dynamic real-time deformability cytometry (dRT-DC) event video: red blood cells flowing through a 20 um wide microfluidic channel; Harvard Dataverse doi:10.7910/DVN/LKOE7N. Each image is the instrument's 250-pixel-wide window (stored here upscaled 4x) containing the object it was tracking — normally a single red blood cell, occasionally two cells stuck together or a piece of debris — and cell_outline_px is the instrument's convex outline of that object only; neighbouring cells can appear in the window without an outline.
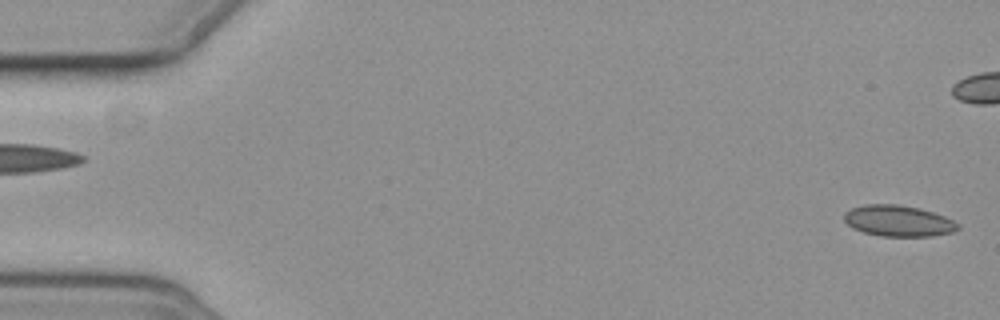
{"species": "common noctule bat (a hibernating species)", "species_latin": "Nyctalus noctula", "temperature_condition": "cold", "stored_images_in_passage": 3, "segment_of_instrument_passage": [2, 2], "camera_frame_rate_fps": 3000, "um_per_image_px": 0.085, "animal": {"sex": "female", "body_mass_g": 19.3, "forearm_length_mm": 54.1}, "frame": {"image": 1, "passage_image": 3, "time_ms": 2.0, "image_size_px": [1000, 320], "cell_outline_px": [[960, 228], [952, 232], [932, 236], [880, 236], [864, 232], [852, 228], [844, 220], [844, 212], [852, 208], [864, 204], [896, 204], [920, 208], [944, 216], [960, 224]], "centroid_in_image_um": [76.35, 18.77], "position_along_channel_um": 8.6, "area_um2": 20.63}}